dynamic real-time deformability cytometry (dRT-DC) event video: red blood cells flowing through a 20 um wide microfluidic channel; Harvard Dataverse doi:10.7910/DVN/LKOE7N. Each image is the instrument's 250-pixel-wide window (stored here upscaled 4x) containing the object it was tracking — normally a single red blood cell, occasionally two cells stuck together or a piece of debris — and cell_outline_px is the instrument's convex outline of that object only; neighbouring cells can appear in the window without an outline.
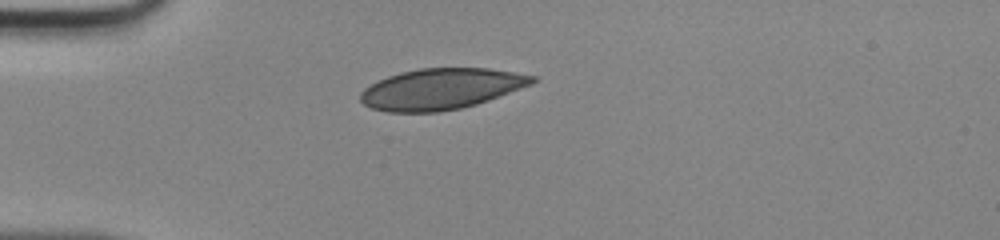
{"species": "human", "species_latin": "Homo sapiens", "temperature_condition": "room temperature", "stored_images_in_passage": 35, "camera_frame_rate_fps": 3000, "um_per_image_px": 0.085, "donor": {"sex": "male"}, "frame": {"image": 1, "passage_image": 1, "time_ms": 0.0, "image_size_px": [1000, 240], "cell_outline_px": [[536, 80], [532, 84], [488, 100], [476, 104], [460, 108], [436, 112], [388, 112], [372, 108], [364, 104], [360, 100], [360, 92], [364, 88], [388, 76], [400, 72], [420, 68], [488, 68], [536, 76]], "centroid_in_image_um": [37.47, 7.56], "position_along_channel_um": 47.5, "area_um2": 40.69}}
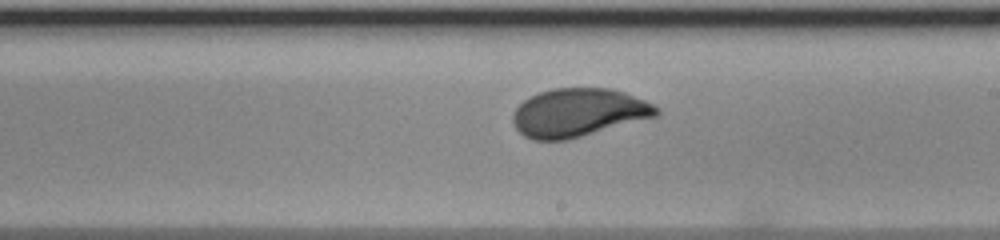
{"frame": {"image": 2, "passage_image": 16, "time_ms": 5.0, "image_size_px": [1000, 240], "cell_outline_px": [[660, 112], [656, 116], [568, 140], [532, 140], [524, 136], [516, 128], [512, 120], [512, 112], [524, 100], [540, 92], [552, 88], [608, 88], [624, 92], [644, 100], [660, 108]], "centroid_in_image_um": [49.14, 9.58], "position_along_channel_um": 239.9, "area_um2": 40.29}}
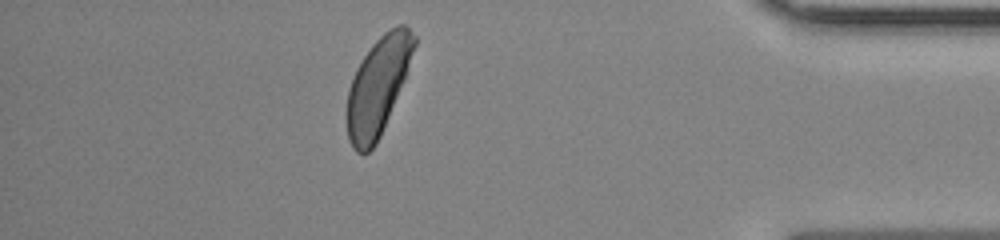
{"frame": {"image": 3, "passage_image": 30, "time_ms": 9.667, "image_size_px": [1000, 240], "cell_outline_px": [[416, 44], [404, 80], [380, 136], [376, 144], [368, 152], [356, 152], [352, 148], [348, 140], [348, 88], [356, 68], [372, 44], [384, 32], [396, 24], [404, 24], [416, 36]], "centroid_in_image_um": [32.13, 7.29], "position_along_channel_um": 403.1, "area_um2": 37.69}}